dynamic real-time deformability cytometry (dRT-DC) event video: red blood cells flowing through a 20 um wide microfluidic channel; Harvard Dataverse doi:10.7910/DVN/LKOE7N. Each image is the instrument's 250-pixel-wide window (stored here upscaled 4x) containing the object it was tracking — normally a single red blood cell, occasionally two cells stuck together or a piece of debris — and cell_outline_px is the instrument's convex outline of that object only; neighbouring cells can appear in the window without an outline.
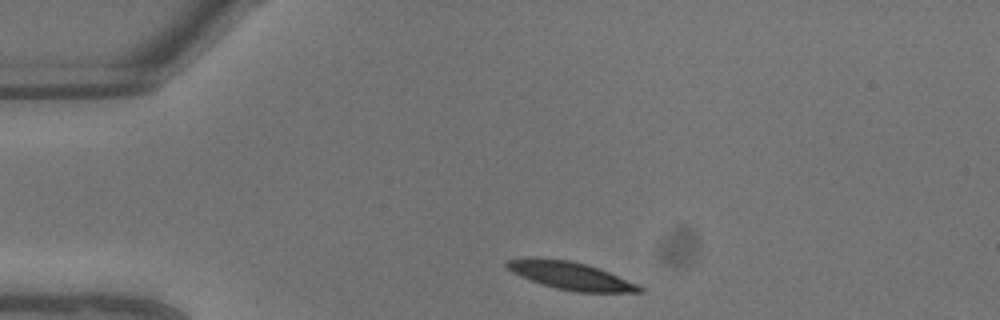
{"species": "common noctule bat (a hibernating species)", "species_latin": "Nyctalus noctula", "temperature_condition": "warm", "stored_images_in_passage": 7, "camera_frame_rate_fps": 3000, "um_per_image_px": 0.085, "animal": {"sex": "male", "body_mass_g": 13.3}, "frame": {"image": 1, "passage_image": 1, "time_ms": 0.0, "image_size_px": [1000, 320], "cell_outline_px": [[644, 292], [576, 292], [556, 288], [520, 276], [512, 272], [504, 264], [508, 260], [572, 260], [588, 264], [608, 272], [636, 284], [644, 288]], "centroid_in_image_um": [48.59, 23.47], "position_along_channel_um": 36.4, "area_um2": 20.46}}
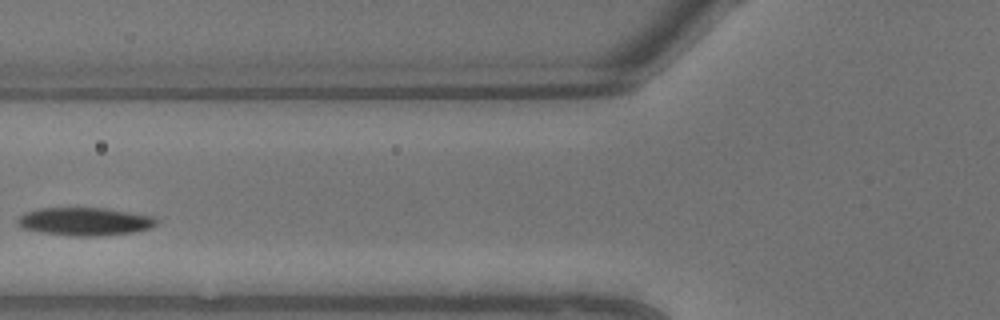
{"frame": {"image": 2, "passage_image": 5, "time_ms": 1.333, "image_size_px": [1000, 320], "cell_outline_px": [[156, 224], [152, 228], [132, 232], [96, 236], [76, 236], [40, 232], [20, 228], [16, 224], [16, 220], [24, 212], [40, 208], [104, 208], [156, 216]], "centroid_in_image_um": [7.18, 18.82], "position_along_channel_um": 118.6, "area_um2": 22.77}}
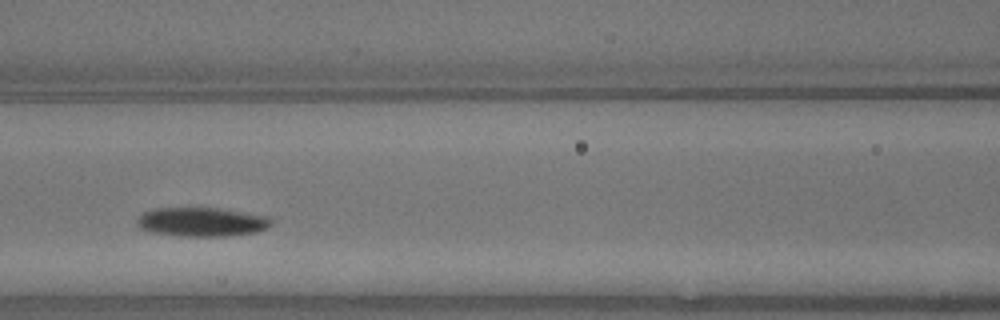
{"frame": {"image": 3, "passage_image": 6, "time_ms": 1.667, "image_size_px": [1000, 320], "cell_outline_px": [[272, 224], [268, 228], [256, 232], [224, 236], [180, 236], [152, 232], [140, 228], [136, 224], [136, 220], [144, 212], [156, 208], [216, 208], [268, 216], [272, 220]], "centroid_in_image_um": [17.15, 18.87], "position_along_channel_um": 149.5, "area_um2": 22.6}}